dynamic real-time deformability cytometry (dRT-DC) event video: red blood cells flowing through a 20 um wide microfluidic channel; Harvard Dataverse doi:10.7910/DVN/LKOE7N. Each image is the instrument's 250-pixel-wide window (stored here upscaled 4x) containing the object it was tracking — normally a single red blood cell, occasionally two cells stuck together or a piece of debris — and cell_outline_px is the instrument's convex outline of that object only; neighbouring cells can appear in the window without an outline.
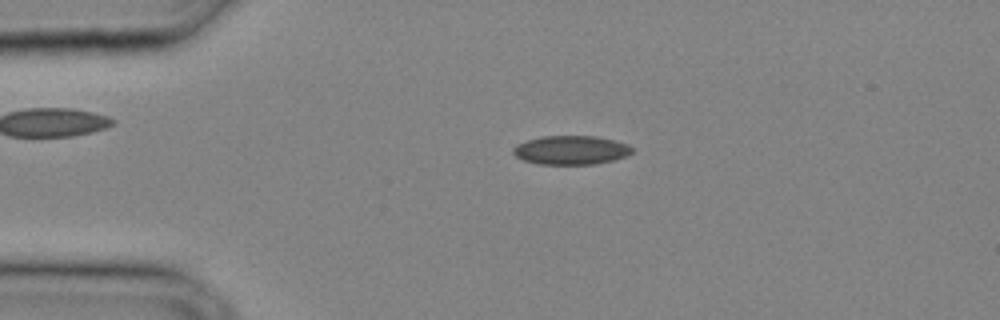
{"species": "common noctule bat (a hibernating species)", "species_latin": "Nyctalus noctula", "temperature_condition": "cold", "stored_images_in_passage": 32, "camera_frame_rate_fps": 3000, "um_per_image_px": 0.085, "animal": {"sex": "male", "body_mass_g": 20.4}, "frame": {"image": 1, "passage_image": 7, "time_ms": 2.0, "image_size_px": [1000, 320], "cell_outline_px": [[636, 148], [628, 156], [596, 164], [536, 164], [524, 160], [516, 156], [512, 152], [512, 148], [516, 144], [540, 136], [596, 136], [616, 140], [628, 144]], "centroid_in_image_um": [48.57, 12.75], "position_along_channel_um": 36.4, "area_um2": 20.29}}
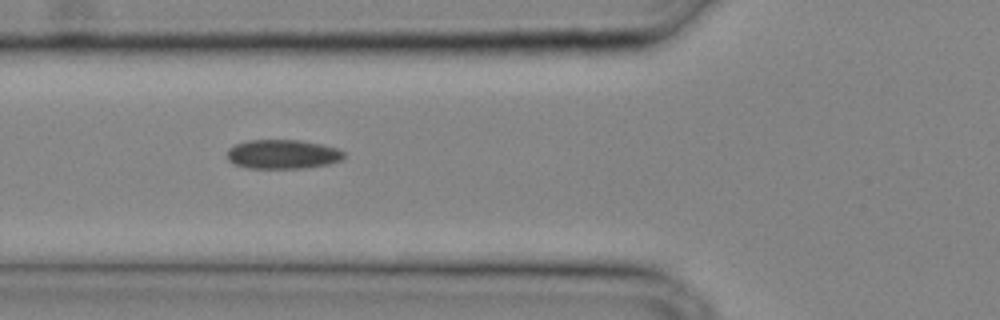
{"frame": {"image": 2, "passage_image": 12, "time_ms": 3.667, "image_size_px": [1000, 320], "cell_outline_px": [[344, 156], [340, 160], [328, 164], [308, 168], [244, 168], [232, 164], [228, 160], [228, 148], [236, 144], [248, 140], [300, 140], [320, 144], [336, 148], [344, 152]], "centroid_in_image_um": [23.99, 13.12], "position_along_channel_um": 101.8, "area_um2": 19.94}}
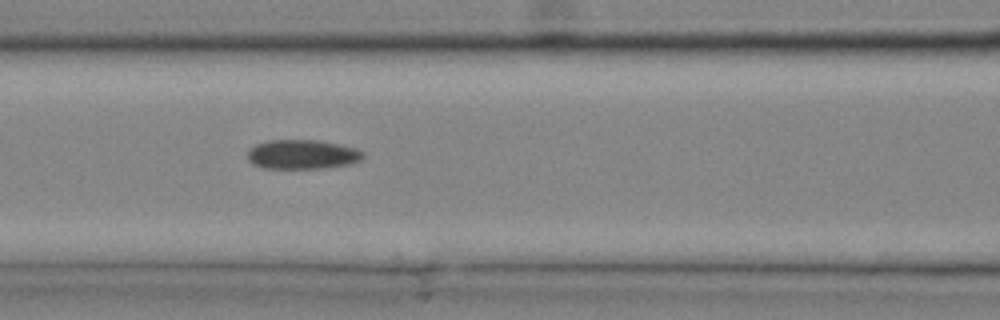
{"frame": {"image": 3, "passage_image": 14, "time_ms": 4.333, "image_size_px": [1000, 320], "cell_outline_px": [[364, 156], [360, 160], [352, 164], [328, 168], [264, 168], [252, 164], [248, 160], [248, 152], [256, 144], [268, 140], [320, 140], [340, 144], [356, 148], [364, 152]], "centroid_in_image_um": [25.74, 13.12], "position_along_channel_um": 140.9, "area_um2": 19.94}}